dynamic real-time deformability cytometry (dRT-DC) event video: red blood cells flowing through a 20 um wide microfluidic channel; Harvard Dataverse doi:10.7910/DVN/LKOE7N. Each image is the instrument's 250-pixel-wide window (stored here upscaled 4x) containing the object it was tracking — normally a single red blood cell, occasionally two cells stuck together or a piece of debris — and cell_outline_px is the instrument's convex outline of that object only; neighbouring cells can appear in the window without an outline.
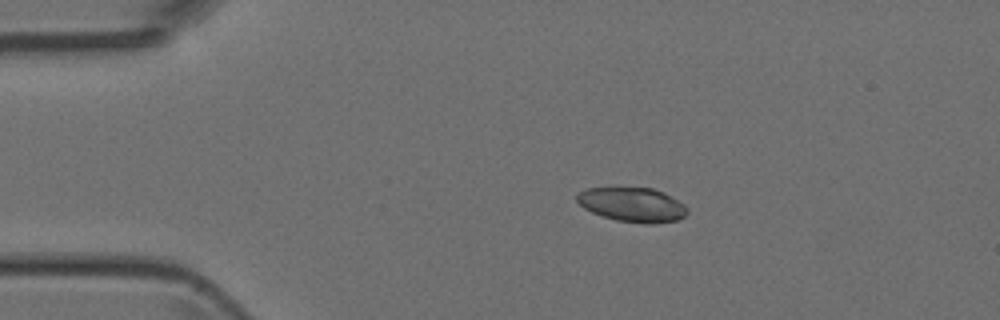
{"species": "Egyptian fruit bat (a non-hibernating species)", "species_latin": "Rousettus aegyptiacus", "temperature_condition": "room temperature", "stored_images_in_passage": 11, "segment_of_instrument_passage": [1, 2], "camera_frame_rate_fps": 3000, "um_per_image_px": 0.085, "animal": {"sex": "female"}, "frame": {"image": 1, "passage_image": 10, "time_ms": 3.0, "image_size_px": [1000, 320], "cell_outline_px": [[688, 212], [684, 216], [676, 220], [652, 224], [644, 224], [616, 220], [592, 212], [584, 208], [576, 200], [576, 196], [580, 192], [588, 188], [652, 188], [664, 192], [684, 204], [688, 208]], "centroid_in_image_um": [53.77, 17.4], "position_along_channel_um": 31.2, "area_um2": 21.96}}